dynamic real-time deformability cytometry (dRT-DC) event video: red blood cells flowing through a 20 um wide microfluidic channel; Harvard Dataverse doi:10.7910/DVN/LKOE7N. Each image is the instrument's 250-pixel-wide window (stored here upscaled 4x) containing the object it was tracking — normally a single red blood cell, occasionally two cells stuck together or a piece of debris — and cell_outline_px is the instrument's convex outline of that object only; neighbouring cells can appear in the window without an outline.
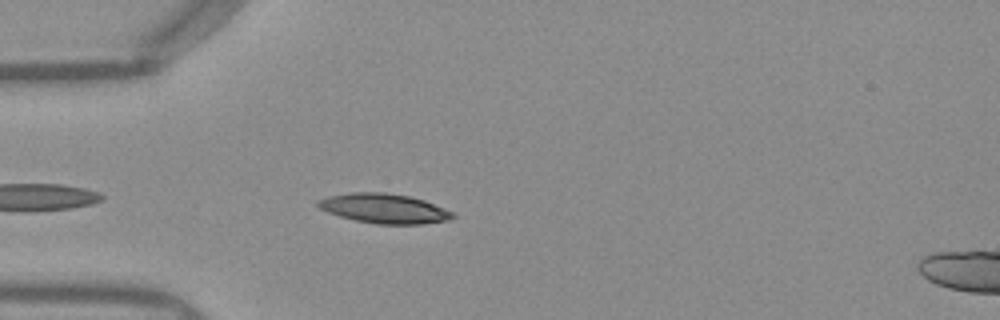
{"species": "Egyptian fruit bat (a non-hibernating species)", "species_latin": "Rousettus aegyptiacus", "temperature_condition": "warm", "stored_images_in_passage": 23, "camera_frame_rate_fps": 3000, "um_per_image_px": 0.085, "frame": {"image": 1, "passage_image": 4, "time_ms": 1.0, "image_size_px": [1000, 320], "cell_outline_px": [[456, 216], [448, 220], [420, 224], [376, 224], [356, 220], [340, 216], [328, 212], [320, 208], [316, 204], [316, 200], [328, 196], [352, 192], [384, 192], [408, 196], [424, 200], [452, 212]], "centroid_in_image_um": [32.62, 17.71], "position_along_channel_um": 52.4, "area_um2": 23.06}}
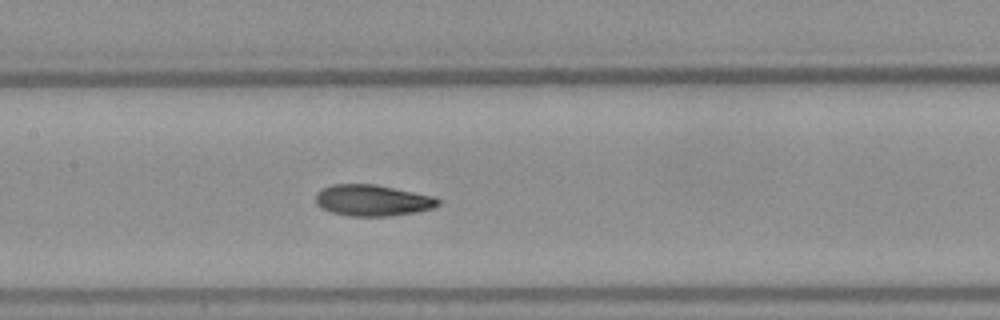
{"frame": {"image": 2, "passage_image": 14, "time_ms": 4.333, "image_size_px": [1000, 320], "cell_outline_px": [[440, 204], [432, 208], [416, 212], [388, 216], [348, 216], [332, 212], [316, 204], [316, 192], [332, 184], [376, 184], [436, 196], [440, 200]], "centroid_in_image_um": [31.7, 17.02], "position_along_channel_um": 175.7, "area_um2": 22.37}}
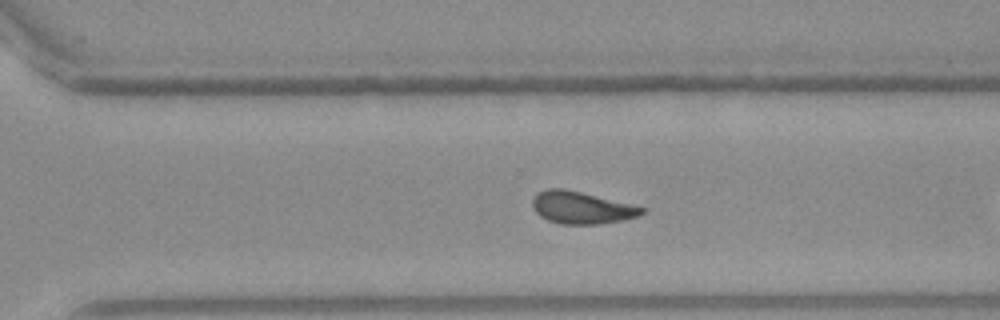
{"frame": {"image": 3, "passage_image": 22, "time_ms": 7.0, "image_size_px": [1000, 320], "cell_outline_px": [[644, 212], [636, 216], [620, 220], [600, 224], [560, 224], [548, 220], [540, 216], [536, 212], [532, 204], [532, 200], [540, 192], [548, 188], [564, 188], [644, 208]], "centroid_in_image_um": [49.36, 17.66], "position_along_channel_um": 321.2, "area_um2": 19.94}}